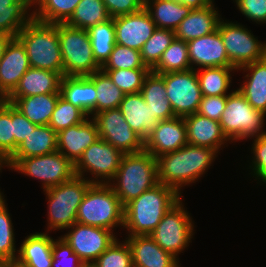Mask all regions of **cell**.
<instances>
[{
    "mask_svg": "<svg viewBox=\"0 0 266 267\" xmlns=\"http://www.w3.org/2000/svg\"><path fill=\"white\" fill-rule=\"evenodd\" d=\"M218 152L208 147L187 144L157 157L158 181L173 188L180 196L183 187L197 182L213 165Z\"/></svg>",
    "mask_w": 266,
    "mask_h": 267,
    "instance_id": "6da1fadb",
    "label": "cell"
},
{
    "mask_svg": "<svg viewBox=\"0 0 266 267\" xmlns=\"http://www.w3.org/2000/svg\"><path fill=\"white\" fill-rule=\"evenodd\" d=\"M247 73L237 88L251 106L266 114V57L237 69Z\"/></svg>",
    "mask_w": 266,
    "mask_h": 267,
    "instance_id": "484cf974",
    "label": "cell"
},
{
    "mask_svg": "<svg viewBox=\"0 0 266 267\" xmlns=\"http://www.w3.org/2000/svg\"><path fill=\"white\" fill-rule=\"evenodd\" d=\"M183 5L190 7L191 9H201L211 5L214 0H178Z\"/></svg>",
    "mask_w": 266,
    "mask_h": 267,
    "instance_id": "db71d44e",
    "label": "cell"
},
{
    "mask_svg": "<svg viewBox=\"0 0 266 267\" xmlns=\"http://www.w3.org/2000/svg\"><path fill=\"white\" fill-rule=\"evenodd\" d=\"M94 267H134L126 240L117 238L93 263Z\"/></svg>",
    "mask_w": 266,
    "mask_h": 267,
    "instance_id": "7bdbcfd3",
    "label": "cell"
},
{
    "mask_svg": "<svg viewBox=\"0 0 266 267\" xmlns=\"http://www.w3.org/2000/svg\"><path fill=\"white\" fill-rule=\"evenodd\" d=\"M60 96L80 108L88 117L96 114V89L87 76H63Z\"/></svg>",
    "mask_w": 266,
    "mask_h": 267,
    "instance_id": "d4e9b609",
    "label": "cell"
},
{
    "mask_svg": "<svg viewBox=\"0 0 266 267\" xmlns=\"http://www.w3.org/2000/svg\"><path fill=\"white\" fill-rule=\"evenodd\" d=\"M125 94L137 93L151 69H102Z\"/></svg>",
    "mask_w": 266,
    "mask_h": 267,
    "instance_id": "ee69618b",
    "label": "cell"
},
{
    "mask_svg": "<svg viewBox=\"0 0 266 267\" xmlns=\"http://www.w3.org/2000/svg\"><path fill=\"white\" fill-rule=\"evenodd\" d=\"M83 267H94L92 264H85Z\"/></svg>",
    "mask_w": 266,
    "mask_h": 267,
    "instance_id": "6125c7cd",
    "label": "cell"
},
{
    "mask_svg": "<svg viewBox=\"0 0 266 267\" xmlns=\"http://www.w3.org/2000/svg\"><path fill=\"white\" fill-rule=\"evenodd\" d=\"M236 70L235 67L196 69L202 96H222L230 94L233 91L229 90L233 80L231 76Z\"/></svg>",
    "mask_w": 266,
    "mask_h": 267,
    "instance_id": "d6a6232c",
    "label": "cell"
},
{
    "mask_svg": "<svg viewBox=\"0 0 266 267\" xmlns=\"http://www.w3.org/2000/svg\"><path fill=\"white\" fill-rule=\"evenodd\" d=\"M142 3H143V5H145L147 2H149L150 0H140Z\"/></svg>",
    "mask_w": 266,
    "mask_h": 267,
    "instance_id": "94428289",
    "label": "cell"
},
{
    "mask_svg": "<svg viewBox=\"0 0 266 267\" xmlns=\"http://www.w3.org/2000/svg\"><path fill=\"white\" fill-rule=\"evenodd\" d=\"M96 89V113L119 108L125 93L115 85L109 75L102 69L87 76Z\"/></svg>",
    "mask_w": 266,
    "mask_h": 267,
    "instance_id": "e575fe53",
    "label": "cell"
},
{
    "mask_svg": "<svg viewBox=\"0 0 266 267\" xmlns=\"http://www.w3.org/2000/svg\"><path fill=\"white\" fill-rule=\"evenodd\" d=\"M51 267H83L85 263L60 236L53 240Z\"/></svg>",
    "mask_w": 266,
    "mask_h": 267,
    "instance_id": "c3c4849f",
    "label": "cell"
},
{
    "mask_svg": "<svg viewBox=\"0 0 266 267\" xmlns=\"http://www.w3.org/2000/svg\"><path fill=\"white\" fill-rule=\"evenodd\" d=\"M191 69L188 44L179 39H174L169 47L162 53L158 63L151 69L157 74L179 72Z\"/></svg>",
    "mask_w": 266,
    "mask_h": 267,
    "instance_id": "f35d334b",
    "label": "cell"
},
{
    "mask_svg": "<svg viewBox=\"0 0 266 267\" xmlns=\"http://www.w3.org/2000/svg\"><path fill=\"white\" fill-rule=\"evenodd\" d=\"M80 1L33 0V19L49 24L66 23Z\"/></svg>",
    "mask_w": 266,
    "mask_h": 267,
    "instance_id": "836d02e7",
    "label": "cell"
},
{
    "mask_svg": "<svg viewBox=\"0 0 266 267\" xmlns=\"http://www.w3.org/2000/svg\"><path fill=\"white\" fill-rule=\"evenodd\" d=\"M165 83L167 99L176 117L197 113L202 99L196 70L160 74Z\"/></svg>",
    "mask_w": 266,
    "mask_h": 267,
    "instance_id": "4fadbf2b",
    "label": "cell"
},
{
    "mask_svg": "<svg viewBox=\"0 0 266 267\" xmlns=\"http://www.w3.org/2000/svg\"><path fill=\"white\" fill-rule=\"evenodd\" d=\"M87 32L90 37L94 59L102 67L109 59L116 44L114 20L110 18L104 23L96 24L90 27Z\"/></svg>",
    "mask_w": 266,
    "mask_h": 267,
    "instance_id": "74e56055",
    "label": "cell"
},
{
    "mask_svg": "<svg viewBox=\"0 0 266 267\" xmlns=\"http://www.w3.org/2000/svg\"><path fill=\"white\" fill-rule=\"evenodd\" d=\"M218 31L222 37L230 63L236 68L266 57V43L238 22L221 19Z\"/></svg>",
    "mask_w": 266,
    "mask_h": 267,
    "instance_id": "8fae6325",
    "label": "cell"
},
{
    "mask_svg": "<svg viewBox=\"0 0 266 267\" xmlns=\"http://www.w3.org/2000/svg\"><path fill=\"white\" fill-rule=\"evenodd\" d=\"M5 167L40 180L43 190L70 181L76 176L75 165L58 151L35 157L9 158Z\"/></svg>",
    "mask_w": 266,
    "mask_h": 267,
    "instance_id": "9c48e42d",
    "label": "cell"
},
{
    "mask_svg": "<svg viewBox=\"0 0 266 267\" xmlns=\"http://www.w3.org/2000/svg\"><path fill=\"white\" fill-rule=\"evenodd\" d=\"M187 44L191 69L234 67L228 59L218 29L203 37L190 40Z\"/></svg>",
    "mask_w": 266,
    "mask_h": 267,
    "instance_id": "d6986e66",
    "label": "cell"
},
{
    "mask_svg": "<svg viewBox=\"0 0 266 267\" xmlns=\"http://www.w3.org/2000/svg\"><path fill=\"white\" fill-rule=\"evenodd\" d=\"M253 144H251L252 162H249V168L251 170V177L258 180V184L265 185L266 187V134L253 138Z\"/></svg>",
    "mask_w": 266,
    "mask_h": 267,
    "instance_id": "7dc6e473",
    "label": "cell"
},
{
    "mask_svg": "<svg viewBox=\"0 0 266 267\" xmlns=\"http://www.w3.org/2000/svg\"><path fill=\"white\" fill-rule=\"evenodd\" d=\"M233 2L249 21L266 24V0H233Z\"/></svg>",
    "mask_w": 266,
    "mask_h": 267,
    "instance_id": "681fc988",
    "label": "cell"
},
{
    "mask_svg": "<svg viewBox=\"0 0 266 267\" xmlns=\"http://www.w3.org/2000/svg\"><path fill=\"white\" fill-rule=\"evenodd\" d=\"M92 118L96 121L99 138L124 154L144 150V140L130 128L119 108L96 113Z\"/></svg>",
    "mask_w": 266,
    "mask_h": 267,
    "instance_id": "5bb4252c",
    "label": "cell"
},
{
    "mask_svg": "<svg viewBox=\"0 0 266 267\" xmlns=\"http://www.w3.org/2000/svg\"><path fill=\"white\" fill-rule=\"evenodd\" d=\"M140 93L159 121L176 117L167 99L164 79L160 74L150 71L146 76Z\"/></svg>",
    "mask_w": 266,
    "mask_h": 267,
    "instance_id": "f546056e",
    "label": "cell"
},
{
    "mask_svg": "<svg viewBox=\"0 0 266 267\" xmlns=\"http://www.w3.org/2000/svg\"><path fill=\"white\" fill-rule=\"evenodd\" d=\"M123 156L122 151L99 139L83 152L75 164V174L92 183L108 184L118 171ZM88 173L93 176L87 177Z\"/></svg>",
    "mask_w": 266,
    "mask_h": 267,
    "instance_id": "7c38bea8",
    "label": "cell"
},
{
    "mask_svg": "<svg viewBox=\"0 0 266 267\" xmlns=\"http://www.w3.org/2000/svg\"><path fill=\"white\" fill-rule=\"evenodd\" d=\"M33 0H18L15 4L0 7V33H5L13 38L18 32L33 19Z\"/></svg>",
    "mask_w": 266,
    "mask_h": 267,
    "instance_id": "d590c367",
    "label": "cell"
},
{
    "mask_svg": "<svg viewBox=\"0 0 266 267\" xmlns=\"http://www.w3.org/2000/svg\"><path fill=\"white\" fill-rule=\"evenodd\" d=\"M18 0H0V7H7L15 4Z\"/></svg>",
    "mask_w": 266,
    "mask_h": 267,
    "instance_id": "9f6ffc18",
    "label": "cell"
},
{
    "mask_svg": "<svg viewBox=\"0 0 266 267\" xmlns=\"http://www.w3.org/2000/svg\"><path fill=\"white\" fill-rule=\"evenodd\" d=\"M76 223L114 232L124 226V206L109 184L93 183L78 207Z\"/></svg>",
    "mask_w": 266,
    "mask_h": 267,
    "instance_id": "5b68a950",
    "label": "cell"
},
{
    "mask_svg": "<svg viewBox=\"0 0 266 267\" xmlns=\"http://www.w3.org/2000/svg\"><path fill=\"white\" fill-rule=\"evenodd\" d=\"M15 153L11 103L0 100V158L6 162Z\"/></svg>",
    "mask_w": 266,
    "mask_h": 267,
    "instance_id": "bcb514c9",
    "label": "cell"
},
{
    "mask_svg": "<svg viewBox=\"0 0 266 267\" xmlns=\"http://www.w3.org/2000/svg\"><path fill=\"white\" fill-rule=\"evenodd\" d=\"M11 121L13 123V136L16 151L17 147L25 141L30 132H33L38 125L30 122L12 103Z\"/></svg>",
    "mask_w": 266,
    "mask_h": 267,
    "instance_id": "f907efd6",
    "label": "cell"
},
{
    "mask_svg": "<svg viewBox=\"0 0 266 267\" xmlns=\"http://www.w3.org/2000/svg\"><path fill=\"white\" fill-rule=\"evenodd\" d=\"M158 183L157 159L143 150L124 154L118 171L108 184L125 206Z\"/></svg>",
    "mask_w": 266,
    "mask_h": 267,
    "instance_id": "3957f363",
    "label": "cell"
},
{
    "mask_svg": "<svg viewBox=\"0 0 266 267\" xmlns=\"http://www.w3.org/2000/svg\"><path fill=\"white\" fill-rule=\"evenodd\" d=\"M119 109L130 128L143 140L158 125L159 120L153 118L152 110L146 104L140 92L125 94Z\"/></svg>",
    "mask_w": 266,
    "mask_h": 267,
    "instance_id": "cb8c5ba5",
    "label": "cell"
},
{
    "mask_svg": "<svg viewBox=\"0 0 266 267\" xmlns=\"http://www.w3.org/2000/svg\"><path fill=\"white\" fill-rule=\"evenodd\" d=\"M57 133L49 125H39L27 136L10 158H27L57 151Z\"/></svg>",
    "mask_w": 266,
    "mask_h": 267,
    "instance_id": "1f68e13d",
    "label": "cell"
},
{
    "mask_svg": "<svg viewBox=\"0 0 266 267\" xmlns=\"http://www.w3.org/2000/svg\"><path fill=\"white\" fill-rule=\"evenodd\" d=\"M186 124L183 117L158 122L156 128L144 140V150L157 158L187 145Z\"/></svg>",
    "mask_w": 266,
    "mask_h": 267,
    "instance_id": "ac0fdd59",
    "label": "cell"
},
{
    "mask_svg": "<svg viewBox=\"0 0 266 267\" xmlns=\"http://www.w3.org/2000/svg\"><path fill=\"white\" fill-rule=\"evenodd\" d=\"M222 19L214 2L201 9H192L175 30L176 39L188 42L218 29Z\"/></svg>",
    "mask_w": 266,
    "mask_h": 267,
    "instance_id": "603a6c76",
    "label": "cell"
},
{
    "mask_svg": "<svg viewBox=\"0 0 266 267\" xmlns=\"http://www.w3.org/2000/svg\"><path fill=\"white\" fill-rule=\"evenodd\" d=\"M57 138V151L74 165L83 152L100 139L96 121L92 117H87L82 123L60 131L57 133Z\"/></svg>",
    "mask_w": 266,
    "mask_h": 267,
    "instance_id": "ffe728a7",
    "label": "cell"
},
{
    "mask_svg": "<svg viewBox=\"0 0 266 267\" xmlns=\"http://www.w3.org/2000/svg\"><path fill=\"white\" fill-rule=\"evenodd\" d=\"M110 18L102 0H81L66 24L88 30L90 27L104 23Z\"/></svg>",
    "mask_w": 266,
    "mask_h": 267,
    "instance_id": "8d00e7d4",
    "label": "cell"
},
{
    "mask_svg": "<svg viewBox=\"0 0 266 267\" xmlns=\"http://www.w3.org/2000/svg\"><path fill=\"white\" fill-rule=\"evenodd\" d=\"M11 267H27V266L19 263L17 260H12Z\"/></svg>",
    "mask_w": 266,
    "mask_h": 267,
    "instance_id": "91938a15",
    "label": "cell"
},
{
    "mask_svg": "<svg viewBox=\"0 0 266 267\" xmlns=\"http://www.w3.org/2000/svg\"><path fill=\"white\" fill-rule=\"evenodd\" d=\"M134 267H180L179 258L163 250L150 235L128 236Z\"/></svg>",
    "mask_w": 266,
    "mask_h": 267,
    "instance_id": "7402d4cb",
    "label": "cell"
},
{
    "mask_svg": "<svg viewBox=\"0 0 266 267\" xmlns=\"http://www.w3.org/2000/svg\"><path fill=\"white\" fill-rule=\"evenodd\" d=\"M184 207L182 199L163 216L150 237L165 251L178 258L192 243L194 222Z\"/></svg>",
    "mask_w": 266,
    "mask_h": 267,
    "instance_id": "30bf717a",
    "label": "cell"
},
{
    "mask_svg": "<svg viewBox=\"0 0 266 267\" xmlns=\"http://www.w3.org/2000/svg\"><path fill=\"white\" fill-rule=\"evenodd\" d=\"M5 167V162L0 158V173L2 172V168ZM3 196H5L0 189V198H2Z\"/></svg>",
    "mask_w": 266,
    "mask_h": 267,
    "instance_id": "680465c9",
    "label": "cell"
},
{
    "mask_svg": "<svg viewBox=\"0 0 266 267\" xmlns=\"http://www.w3.org/2000/svg\"><path fill=\"white\" fill-rule=\"evenodd\" d=\"M53 240L46 231L26 236L18 248L16 260L27 267H51Z\"/></svg>",
    "mask_w": 266,
    "mask_h": 267,
    "instance_id": "4316f807",
    "label": "cell"
},
{
    "mask_svg": "<svg viewBox=\"0 0 266 267\" xmlns=\"http://www.w3.org/2000/svg\"><path fill=\"white\" fill-rule=\"evenodd\" d=\"M111 18L127 15L141 10L144 5L140 0H102Z\"/></svg>",
    "mask_w": 266,
    "mask_h": 267,
    "instance_id": "f5cc1de1",
    "label": "cell"
},
{
    "mask_svg": "<svg viewBox=\"0 0 266 267\" xmlns=\"http://www.w3.org/2000/svg\"><path fill=\"white\" fill-rule=\"evenodd\" d=\"M13 37L8 35V34H5V33H0V60L3 56V53H4V50L7 46V44L10 42V40L12 39Z\"/></svg>",
    "mask_w": 266,
    "mask_h": 267,
    "instance_id": "11a10c76",
    "label": "cell"
},
{
    "mask_svg": "<svg viewBox=\"0 0 266 267\" xmlns=\"http://www.w3.org/2000/svg\"><path fill=\"white\" fill-rule=\"evenodd\" d=\"M227 95L202 96L197 113L215 121H220L226 106Z\"/></svg>",
    "mask_w": 266,
    "mask_h": 267,
    "instance_id": "816d5d0a",
    "label": "cell"
},
{
    "mask_svg": "<svg viewBox=\"0 0 266 267\" xmlns=\"http://www.w3.org/2000/svg\"><path fill=\"white\" fill-rule=\"evenodd\" d=\"M58 38L64 76H89L101 70V66L94 59L87 30L59 23Z\"/></svg>",
    "mask_w": 266,
    "mask_h": 267,
    "instance_id": "ba28073f",
    "label": "cell"
},
{
    "mask_svg": "<svg viewBox=\"0 0 266 267\" xmlns=\"http://www.w3.org/2000/svg\"><path fill=\"white\" fill-rule=\"evenodd\" d=\"M16 38L25 47L32 68L50 70L64 76L58 24L32 19L18 32Z\"/></svg>",
    "mask_w": 266,
    "mask_h": 267,
    "instance_id": "277c9868",
    "label": "cell"
},
{
    "mask_svg": "<svg viewBox=\"0 0 266 267\" xmlns=\"http://www.w3.org/2000/svg\"><path fill=\"white\" fill-rule=\"evenodd\" d=\"M87 117L80 108L59 96L49 126L56 133H59L66 128L82 123Z\"/></svg>",
    "mask_w": 266,
    "mask_h": 267,
    "instance_id": "60d3db41",
    "label": "cell"
},
{
    "mask_svg": "<svg viewBox=\"0 0 266 267\" xmlns=\"http://www.w3.org/2000/svg\"><path fill=\"white\" fill-rule=\"evenodd\" d=\"M12 260L0 259V267H11Z\"/></svg>",
    "mask_w": 266,
    "mask_h": 267,
    "instance_id": "6f0895ef",
    "label": "cell"
},
{
    "mask_svg": "<svg viewBox=\"0 0 266 267\" xmlns=\"http://www.w3.org/2000/svg\"><path fill=\"white\" fill-rule=\"evenodd\" d=\"M92 184L75 176L70 181L43 190L48 200L47 233L66 230L76 223L78 207Z\"/></svg>",
    "mask_w": 266,
    "mask_h": 267,
    "instance_id": "8992f818",
    "label": "cell"
},
{
    "mask_svg": "<svg viewBox=\"0 0 266 267\" xmlns=\"http://www.w3.org/2000/svg\"><path fill=\"white\" fill-rule=\"evenodd\" d=\"M265 117L264 112L255 110L240 91L234 89L227 95L225 110L219 122L226 137L236 143L265 135Z\"/></svg>",
    "mask_w": 266,
    "mask_h": 267,
    "instance_id": "52a82bcc",
    "label": "cell"
},
{
    "mask_svg": "<svg viewBox=\"0 0 266 267\" xmlns=\"http://www.w3.org/2000/svg\"><path fill=\"white\" fill-rule=\"evenodd\" d=\"M62 77L58 72L30 67L21 77L17 88L9 97L60 93Z\"/></svg>",
    "mask_w": 266,
    "mask_h": 267,
    "instance_id": "83f0119b",
    "label": "cell"
},
{
    "mask_svg": "<svg viewBox=\"0 0 266 267\" xmlns=\"http://www.w3.org/2000/svg\"><path fill=\"white\" fill-rule=\"evenodd\" d=\"M175 38L174 30L156 28L140 50L142 62L152 69Z\"/></svg>",
    "mask_w": 266,
    "mask_h": 267,
    "instance_id": "ab89813d",
    "label": "cell"
},
{
    "mask_svg": "<svg viewBox=\"0 0 266 267\" xmlns=\"http://www.w3.org/2000/svg\"><path fill=\"white\" fill-rule=\"evenodd\" d=\"M116 43L140 51L156 30L147 10H141L113 18Z\"/></svg>",
    "mask_w": 266,
    "mask_h": 267,
    "instance_id": "2e32d148",
    "label": "cell"
},
{
    "mask_svg": "<svg viewBox=\"0 0 266 267\" xmlns=\"http://www.w3.org/2000/svg\"><path fill=\"white\" fill-rule=\"evenodd\" d=\"M101 69H150L141 59L140 51L115 44Z\"/></svg>",
    "mask_w": 266,
    "mask_h": 267,
    "instance_id": "f6af8a7d",
    "label": "cell"
},
{
    "mask_svg": "<svg viewBox=\"0 0 266 267\" xmlns=\"http://www.w3.org/2000/svg\"><path fill=\"white\" fill-rule=\"evenodd\" d=\"M25 47L15 37L7 44L0 60V100H6L30 68Z\"/></svg>",
    "mask_w": 266,
    "mask_h": 267,
    "instance_id": "e0dca14e",
    "label": "cell"
},
{
    "mask_svg": "<svg viewBox=\"0 0 266 267\" xmlns=\"http://www.w3.org/2000/svg\"><path fill=\"white\" fill-rule=\"evenodd\" d=\"M60 237L65 240L85 264H92L116 239L106 228L74 223Z\"/></svg>",
    "mask_w": 266,
    "mask_h": 267,
    "instance_id": "9a60e30c",
    "label": "cell"
},
{
    "mask_svg": "<svg viewBox=\"0 0 266 267\" xmlns=\"http://www.w3.org/2000/svg\"><path fill=\"white\" fill-rule=\"evenodd\" d=\"M4 198L5 196L0 198V259L16 260L18 248L15 244L14 225Z\"/></svg>",
    "mask_w": 266,
    "mask_h": 267,
    "instance_id": "b9f144b4",
    "label": "cell"
},
{
    "mask_svg": "<svg viewBox=\"0 0 266 267\" xmlns=\"http://www.w3.org/2000/svg\"><path fill=\"white\" fill-rule=\"evenodd\" d=\"M158 29L176 30L191 8L178 0H150L144 5Z\"/></svg>",
    "mask_w": 266,
    "mask_h": 267,
    "instance_id": "4dcf8cb0",
    "label": "cell"
},
{
    "mask_svg": "<svg viewBox=\"0 0 266 267\" xmlns=\"http://www.w3.org/2000/svg\"><path fill=\"white\" fill-rule=\"evenodd\" d=\"M60 93L39 94L27 97H8L12 103L30 122L36 125H49Z\"/></svg>",
    "mask_w": 266,
    "mask_h": 267,
    "instance_id": "f1b7e54d",
    "label": "cell"
},
{
    "mask_svg": "<svg viewBox=\"0 0 266 267\" xmlns=\"http://www.w3.org/2000/svg\"><path fill=\"white\" fill-rule=\"evenodd\" d=\"M181 196L171 187L158 183L124 206L126 236L150 235L163 216Z\"/></svg>",
    "mask_w": 266,
    "mask_h": 267,
    "instance_id": "7a4b0ae2",
    "label": "cell"
},
{
    "mask_svg": "<svg viewBox=\"0 0 266 267\" xmlns=\"http://www.w3.org/2000/svg\"><path fill=\"white\" fill-rule=\"evenodd\" d=\"M186 124L187 143L195 146L208 147L217 152L223 146L232 143L223 133L220 122L198 113L183 117Z\"/></svg>",
    "mask_w": 266,
    "mask_h": 267,
    "instance_id": "44dd1931",
    "label": "cell"
}]
</instances>
